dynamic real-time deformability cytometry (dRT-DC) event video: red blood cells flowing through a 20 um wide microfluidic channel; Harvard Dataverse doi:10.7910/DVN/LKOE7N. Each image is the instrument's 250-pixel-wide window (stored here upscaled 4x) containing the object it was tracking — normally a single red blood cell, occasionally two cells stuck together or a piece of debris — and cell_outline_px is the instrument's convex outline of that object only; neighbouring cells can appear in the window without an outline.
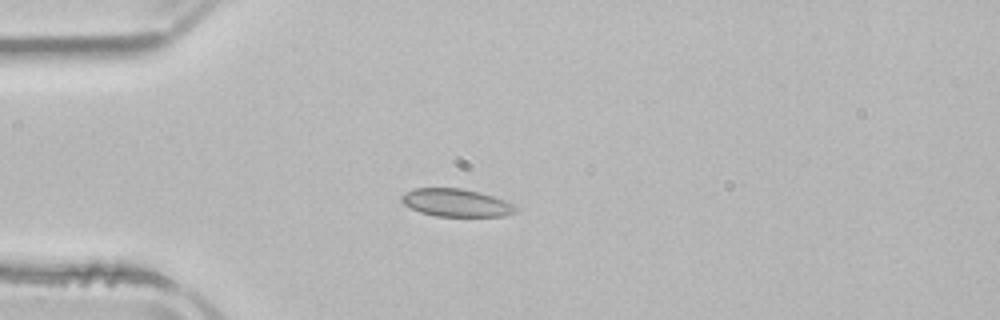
{"species": "common noctule bat (a hibernating species)", "species_latin": "Nyctalus noctula", "temperature_condition": "room temperature", "stored_images_in_passage": 2, "camera_frame_rate_fps": 3000, "um_per_image_px": 0.085, "animal": {"sex": "male", "body_mass_g": 21.5, "forearm_length_mm": 52.0}, "frame": {"image": 1, "passage_image": 2, "time_ms": 2.667, "image_size_px": [1000, 320], "cell_outline_px": [[520, 208], [516, 212], [504, 216], [436, 216], [420, 212], [404, 204], [400, 200], [400, 196], [412, 188], [460, 188], [480, 192], [504, 200]], "centroid_in_image_um": [38.77, 17.23], "position_along_channel_um": 46.2, "area_um2": 18.5}}